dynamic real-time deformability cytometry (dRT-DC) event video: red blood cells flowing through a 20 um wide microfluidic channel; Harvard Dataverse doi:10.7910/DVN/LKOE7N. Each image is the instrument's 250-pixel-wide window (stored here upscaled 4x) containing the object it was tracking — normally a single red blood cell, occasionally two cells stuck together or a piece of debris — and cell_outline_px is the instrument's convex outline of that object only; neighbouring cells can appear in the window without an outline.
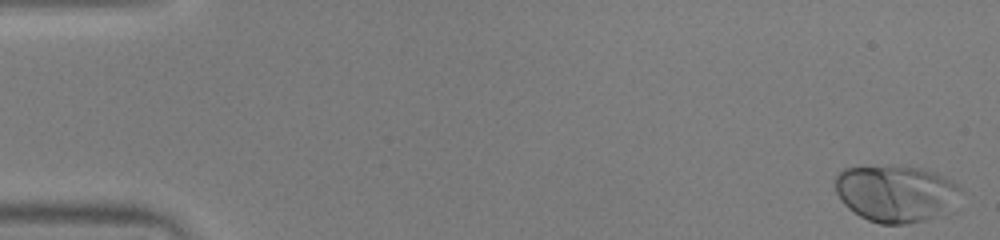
{"species": "human", "species_latin": "Homo sapiens", "temperature_condition": "warm", "stored_images_in_passage": 52, "camera_frame_rate_fps": 3000, "um_per_image_px": 0.085, "donor": {"sex": "male"}, "frame": {"image": 1, "passage_image": 1, "time_ms": 0.0, "image_size_px": [1000, 240], "cell_outline_px": [[960, 188], [936, 216], [924, 220], [904, 224], [880, 224], [868, 220], [860, 216], [848, 208], [840, 200], [836, 192], [836, 176], [844, 168], [920, 168], [936, 172], [944, 176], [956, 184]], "centroid_in_image_um": [76.02, 16.46], "position_along_channel_um": 9.0, "area_um2": 39.65}}
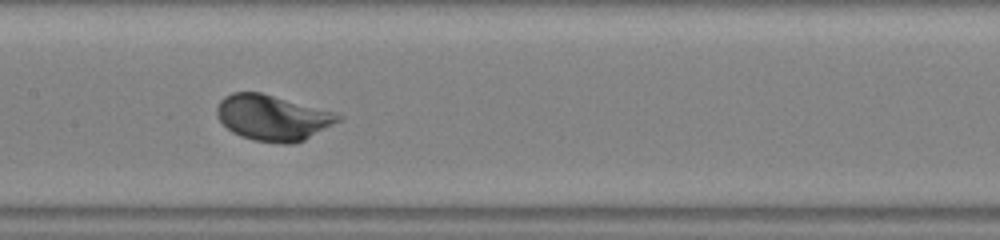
{"frame": {"image": 2, "passage_image": 26, "time_ms": 8.333, "image_size_px": [1000, 240], "cell_outline_px": [[344, 116], [340, 120], [304, 140], [292, 144], [284, 144], [252, 140], [240, 136], [232, 132], [216, 116], [216, 108], [220, 100], [224, 96], [232, 92], [260, 92], [336, 112]], "centroid_in_image_um": [23.16, 10.0], "position_along_channel_um": 184.2, "area_um2": 32.25}}
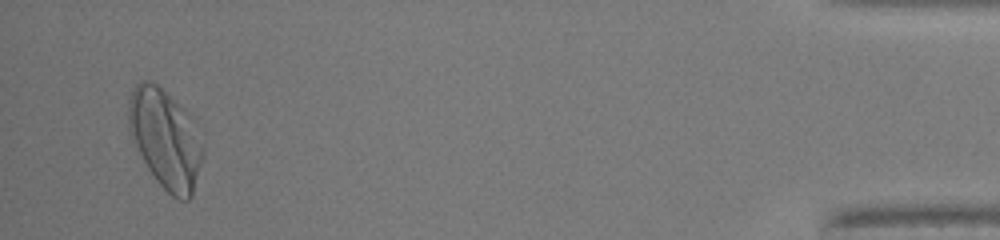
{"frame": {"image": 3, "passage_image": 50, "time_ms": 16.333, "image_size_px": [1000, 240], "cell_outline_px": [[204, 156], [192, 196], [188, 200], [180, 200], [172, 196], [156, 180], [148, 168], [128, 128], [128, 96], [136, 84], [140, 80], [144, 80], [156, 84], [184, 108], [192, 116], [204, 148]], "centroid_in_image_um": [14.08, 11.79], "position_along_channel_um": 421.1, "area_um2": 42.83}, "authors_computed_cell_mechanics": {"area_um2": 33.1772, "velocity_mm_per_s": 3.9467, "shape_relaxation_time_tau1_ms": 1.3572, "shape_relaxation_time_tau2_ms": null, "deformation_change_tau1": 0.1333, "deformation_change_tau2": null}}